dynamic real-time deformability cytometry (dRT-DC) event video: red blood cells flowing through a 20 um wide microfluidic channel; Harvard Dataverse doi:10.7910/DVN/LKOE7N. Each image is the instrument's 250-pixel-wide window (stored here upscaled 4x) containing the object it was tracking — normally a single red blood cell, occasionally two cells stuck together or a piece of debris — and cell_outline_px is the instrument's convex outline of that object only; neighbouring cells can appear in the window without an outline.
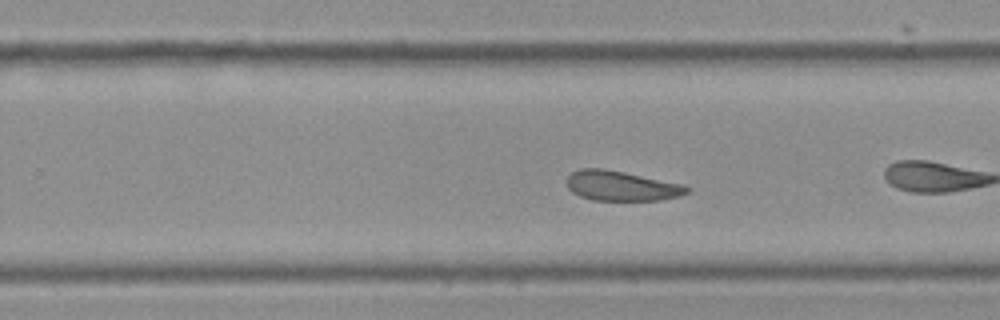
{"species": "Egyptian fruit bat (a non-hibernating species)", "species_latin": "Rousettus aegyptiacus", "temperature_condition": "cold", "stored_images_in_passage": 40, "camera_frame_rate_fps": 3000, "um_per_image_px": 0.085, "frame": {"image": 1, "passage_image": 18, "time_ms": 5.667, "image_size_px": [1000, 320], "cell_outline_px": [[692, 188], [688, 192], [680, 196], [660, 200], [592, 200], [580, 196], [572, 192], [568, 188], [568, 176], [572, 172], [580, 168], [604, 168], [684, 184]], "centroid_in_image_um": [52.84, 15.8], "position_along_channel_um": 277.0, "area_um2": 20.98}, "authors_computed_cell_mechanics": {"area_um2": 22.1374, "velocity_mm_per_s": 3.4741, "shape_relaxation_time_tau1_ms": 7.848, "shape_relaxation_time_tau2_ms": 5.1622, "deformation_change_tau1": 0.113, "deformation_change_tau2": 0.1093}}